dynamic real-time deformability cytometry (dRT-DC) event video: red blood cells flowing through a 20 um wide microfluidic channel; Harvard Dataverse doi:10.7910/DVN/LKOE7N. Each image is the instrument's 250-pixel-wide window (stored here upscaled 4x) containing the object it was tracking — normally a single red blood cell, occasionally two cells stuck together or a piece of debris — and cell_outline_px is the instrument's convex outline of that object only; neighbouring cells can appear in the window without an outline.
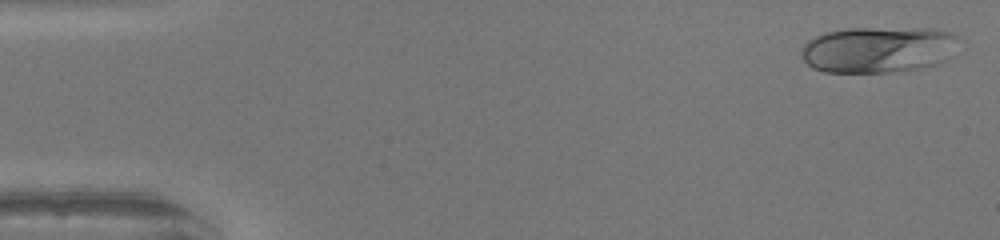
{"species": "human", "species_latin": "Homo sapiens", "temperature_condition": "warm", "stored_images_in_passage": 41, "camera_frame_rate_fps": 3000, "um_per_image_px": 0.085, "donor": {"sex": "female"}, "frame": {"image": 1, "passage_image": 1, "time_ms": 0.0, "image_size_px": [1000, 240], "cell_outline_px": [[964, 40], [956, 56], [940, 64], [920, 68], [888, 72], [824, 72], [812, 68], [800, 56], [800, 52], [804, 44], [808, 40], [824, 32], [848, 28], [932, 28], [952, 32], [960, 36]], "centroid_in_image_um": [74.8, 4.2], "position_along_channel_um": 10.2, "area_um2": 43.81}}
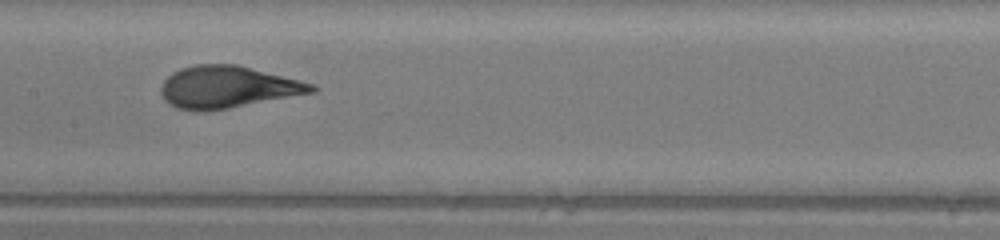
{"frame": {"image": 2, "passage_image": 24, "time_ms": 7.667, "image_size_px": [1000, 240], "cell_outline_px": [[316, 92], [228, 108], [196, 112], [176, 108], [168, 104], [164, 100], [160, 92], [160, 88], [164, 80], [172, 72], [180, 68], [196, 64], [236, 64], [316, 84]], "centroid_in_image_um": [19.31, 7.4], "position_along_channel_um": 188.1, "area_um2": 36.99}}
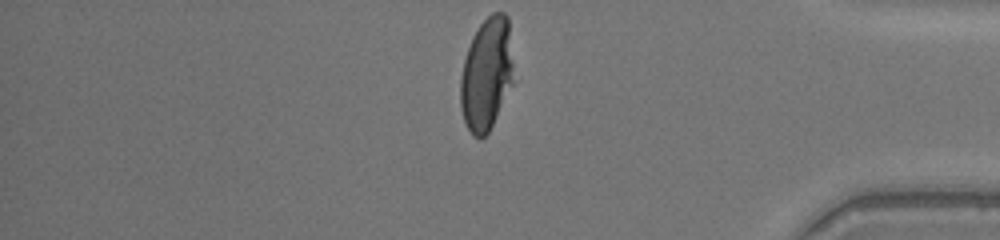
{"frame": {"image": 3, "passage_image": 41, "time_ms": 13.333, "image_size_px": [1000, 240], "cell_outline_px": [[512, 84], [488, 132], [480, 140], [472, 136], [464, 120], [460, 108], [460, 76], [464, 60], [472, 36], [480, 24], [492, 12], [504, 12], [508, 16], [512, 64]], "centroid_in_image_um": [41.33, 6.3], "position_along_channel_um": 393.9, "area_um2": 34.62}, "authors_computed_cell_mechanics": {"area_um2": 36.7608, "velocity_mm_per_s": 4.1327, "shape_relaxation_time_tau1_ms": 5.3684, "shape_relaxation_time_tau2_ms": null, "deformation_change_tau1": 0.2821, "deformation_change_tau2": null}}